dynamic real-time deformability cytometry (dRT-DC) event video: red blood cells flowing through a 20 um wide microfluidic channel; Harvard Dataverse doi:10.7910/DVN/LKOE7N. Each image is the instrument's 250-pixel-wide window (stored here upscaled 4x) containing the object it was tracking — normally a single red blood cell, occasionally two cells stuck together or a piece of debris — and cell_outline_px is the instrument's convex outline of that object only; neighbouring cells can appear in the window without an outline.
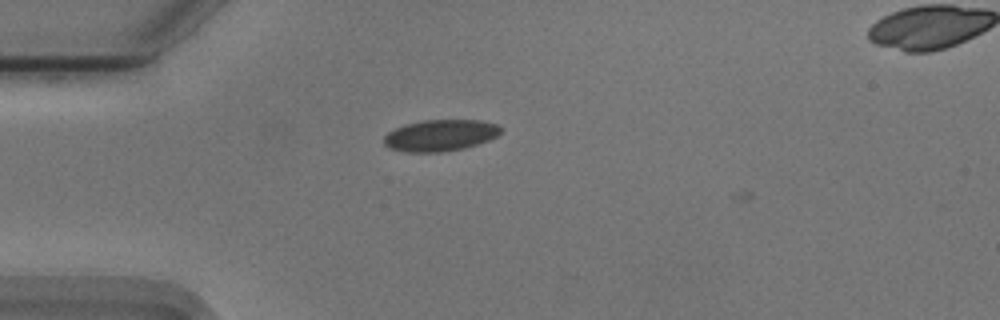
{"species": "Egyptian fruit bat (a non-hibernating species)", "species_latin": "Rousettus aegyptiacus", "temperature_condition": "cold", "stored_images_in_passage": 5, "camera_frame_rate_fps": 3000, "um_per_image_px": 0.085, "animal": {"sex": "male"}, "frame": {"image": 1, "passage_image": 4, "time_ms": 1.0, "image_size_px": [1000, 320], "cell_outline_px": [[504, 128], [496, 136], [488, 140], [464, 148], [440, 152], [408, 152], [392, 148], [384, 144], [384, 136], [388, 132], [396, 128], [408, 124], [424, 120], [480, 120], [496, 124]], "centroid_in_image_um": [37.45, 11.5], "position_along_channel_um": 47.6, "area_um2": 21.15}}